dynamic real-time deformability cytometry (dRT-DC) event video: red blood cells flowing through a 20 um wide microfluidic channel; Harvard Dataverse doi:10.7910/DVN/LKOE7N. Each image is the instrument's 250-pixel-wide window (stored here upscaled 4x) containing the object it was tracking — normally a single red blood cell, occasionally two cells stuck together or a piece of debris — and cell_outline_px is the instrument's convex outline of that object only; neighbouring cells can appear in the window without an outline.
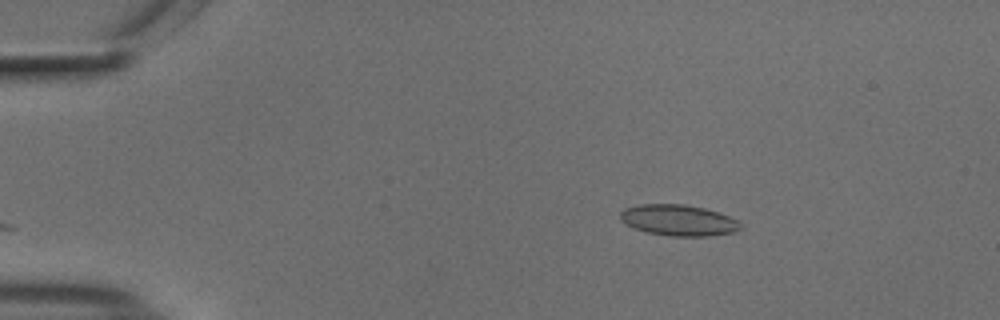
{"species": "common noctule bat (a hibernating species)", "species_latin": "Nyctalus noctula", "temperature_condition": "cold", "stored_images_in_passage": 46, "camera_frame_rate_fps": 3000, "um_per_image_px": 0.085, "animal": {"sex": "male", "body_mass_g": 18.8}, "frame": {"image": 1, "passage_image": 1, "time_ms": 0.0, "image_size_px": [1000, 320], "cell_outline_px": [[740, 228], [736, 232], [708, 236], [668, 236], [648, 232], [632, 228], [624, 224], [620, 220], [620, 212], [624, 208], [640, 204], [684, 204], [704, 208], [728, 216], [736, 220], [740, 224]], "centroid_in_image_um": [57.61, 18.72], "position_along_channel_um": 27.4, "area_um2": 21.79}}
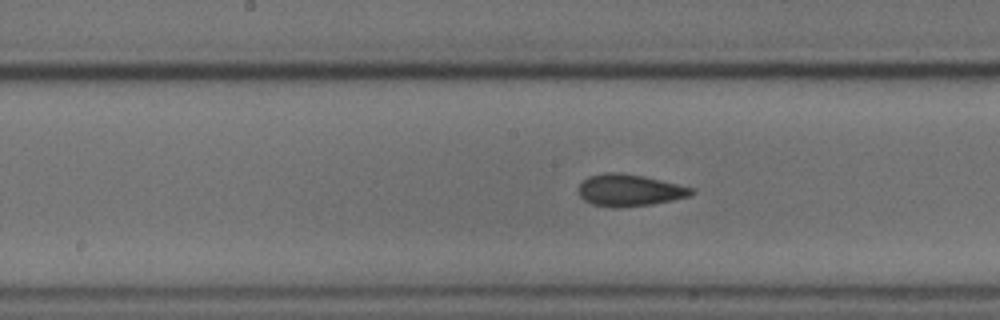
{"frame": {"image": 2, "passage_image": 20, "time_ms": 6.333, "image_size_px": [1000, 320], "cell_outline_px": [[692, 192], [688, 196], [672, 200], [652, 204], [616, 208], [612, 208], [592, 204], [584, 200], [580, 196], [580, 184], [588, 176], [608, 172], [620, 172], [644, 176], [692, 188]], "centroid_in_image_um": [53.46, 16.17], "position_along_channel_um": 194.7, "area_um2": 20.69}}
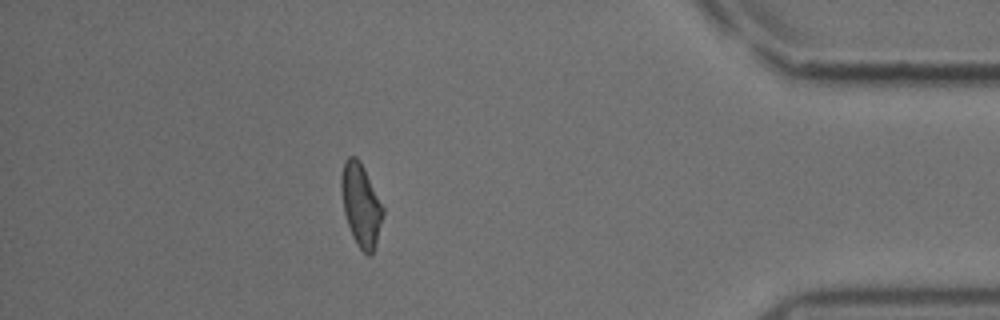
{"frame": {"image": 3, "passage_image": 40, "time_ms": 13.0, "image_size_px": [1000, 320], "cell_outline_px": [[384, 212], [376, 244], [372, 256], [368, 256], [356, 244], [352, 236], [344, 212], [340, 188], [340, 176], [344, 160], [348, 156], [356, 156], [360, 160], [384, 208]], "centroid_in_image_um": [30.66, 17.41], "position_along_channel_um": 404.5, "area_um2": 20.23}, "authors_computed_cell_mechanics": {"area_um2": 20.3456, "velocity_mm_per_s": 3.7318, "shape_relaxation_time_tau1_ms": 4.5359, "shape_relaxation_time_tau2_ms": 1.4819, "deformation_change_tau1": 0.1155, "deformation_change_tau2": 0.0686}}